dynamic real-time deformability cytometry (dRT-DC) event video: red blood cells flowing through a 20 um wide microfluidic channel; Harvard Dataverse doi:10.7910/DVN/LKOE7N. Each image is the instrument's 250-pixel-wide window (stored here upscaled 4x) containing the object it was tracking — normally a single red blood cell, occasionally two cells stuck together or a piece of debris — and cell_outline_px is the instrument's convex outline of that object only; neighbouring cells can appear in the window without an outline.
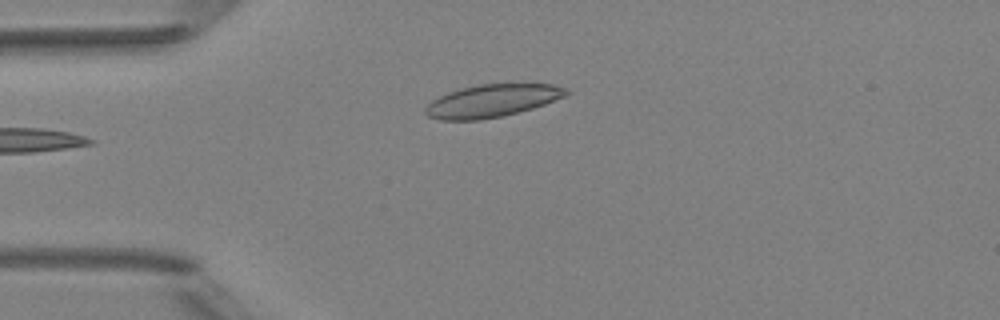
{"species": "Egyptian fruit bat (a non-hibernating species)", "species_latin": "Rousettus aegyptiacus", "temperature_condition": "room temperature", "stored_images_in_passage": 4, "camera_frame_rate_fps": 3000, "um_per_image_px": 0.085, "animal": {"sex": "female"}, "frame": {"image": 1, "passage_image": 4, "time_ms": 4.333, "image_size_px": [1000, 320], "cell_outline_px": [[572, 92], [564, 96], [544, 104], [532, 108], [500, 116], [480, 120], [440, 120], [428, 116], [424, 112], [424, 108], [432, 100], [448, 92], [460, 88], [480, 84], [552, 84], [568, 88]], "centroid_in_image_um": [41.81, 8.56], "position_along_channel_um": 43.2, "area_um2": 26.65}}